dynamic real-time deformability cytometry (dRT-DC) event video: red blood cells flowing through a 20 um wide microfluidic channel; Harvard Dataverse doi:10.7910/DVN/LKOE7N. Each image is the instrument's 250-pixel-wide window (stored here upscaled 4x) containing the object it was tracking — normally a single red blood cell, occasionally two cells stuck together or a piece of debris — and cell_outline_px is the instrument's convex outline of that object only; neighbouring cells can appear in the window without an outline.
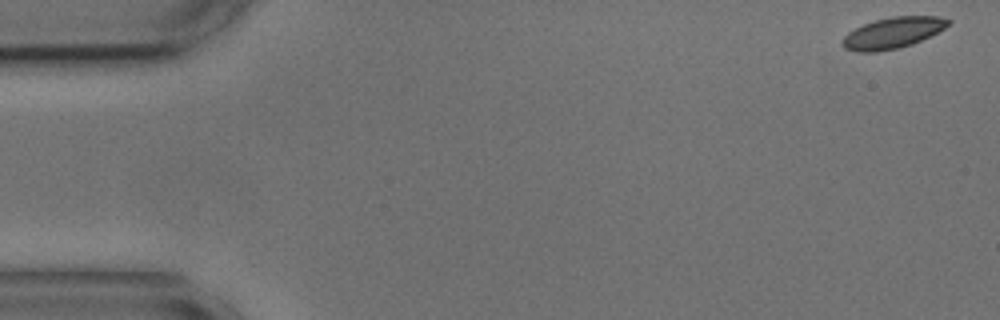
{"species": "common noctule bat (a hibernating species)", "species_latin": "Nyctalus noctula", "temperature_condition": "cold", "stored_images_in_passage": 55, "camera_frame_rate_fps": 3000, "um_per_image_px": 0.085, "animal": {"sex": "male", "body_mass_g": 17.9, "forearm_length_mm": 54.2}, "frame": {"image": 1, "passage_image": 1, "time_ms": 0.0, "image_size_px": [1000, 320], "cell_outline_px": [[952, 20], [944, 28], [912, 44], [900, 48], [876, 52], [856, 52], [844, 48], [840, 44], [840, 40], [848, 32], [864, 24], [876, 20], [892, 16], [940, 16]], "centroid_in_image_um": [75.83, 2.8], "position_along_channel_um": 9.2, "area_um2": 19.13}}
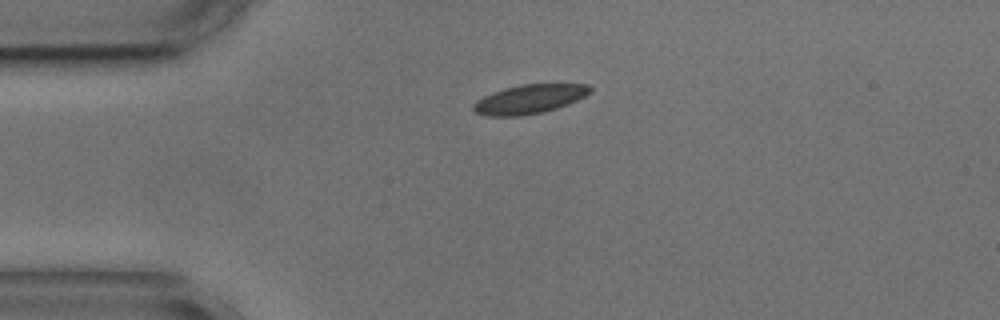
{"frame": {"image": 2, "passage_image": 12, "time_ms": 3.667, "image_size_px": [1000, 320], "cell_outline_px": [[592, 92], [568, 104], [556, 108], [540, 112], [520, 116], [488, 116], [476, 112], [472, 108], [472, 104], [476, 100], [492, 92], [504, 88], [520, 84], [588, 84], [592, 88]], "centroid_in_image_um": [44.98, 8.41], "position_along_channel_um": 40.0, "area_um2": 19.71}}
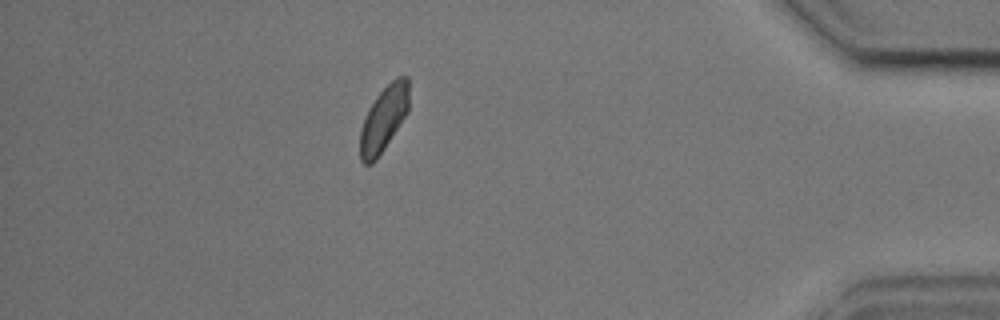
{"frame": {"image": 3, "passage_image": 48, "time_ms": 15.667, "image_size_px": [1000, 320], "cell_outline_px": [[408, 112], [376, 160], [372, 164], [364, 164], [360, 160], [360, 128], [376, 96], [396, 76], [408, 76]], "centroid_in_image_um": [32.61, 10.11], "position_along_channel_um": 402.6, "area_um2": 18.32}, "authors_computed_cell_mechanics": {"area_um2": 19.363, "velocity_mm_per_s": 3.6024, "shape_relaxation_time_tau1_ms": 9.4416, "shape_relaxation_time_tau2_ms": 1.8981, "deformation_change_tau1": 0.1116, "deformation_change_tau2": 0.0486}}